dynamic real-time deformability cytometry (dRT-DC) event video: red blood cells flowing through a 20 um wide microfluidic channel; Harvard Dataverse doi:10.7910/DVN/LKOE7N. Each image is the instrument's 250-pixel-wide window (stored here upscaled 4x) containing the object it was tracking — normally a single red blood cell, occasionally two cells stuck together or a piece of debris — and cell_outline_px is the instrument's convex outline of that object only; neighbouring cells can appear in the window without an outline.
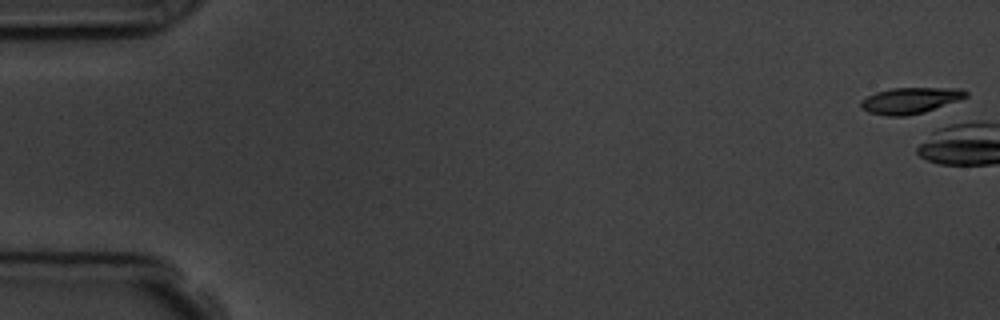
{"species": "common noctule bat (a hibernating species)", "species_latin": "Nyctalus noctula", "temperature_condition": "room temperature", "stored_images_in_passage": 6, "segment_of_instrument_passage": [1, 2], "camera_frame_rate_fps": 3000, "um_per_image_px": 0.085, "animal": {"sex": "male", "body_mass_g": 19.5, "forearm_length_mm": 54.6}, "frame": {"image": 1, "passage_image": 1, "time_ms": 0.0, "image_size_px": [1000, 320], "cell_outline_px": [[968, 96], [960, 100], [924, 112], [904, 116], [888, 116], [868, 112], [860, 108], [860, 100], [876, 92], [892, 88], [964, 88], [968, 92]], "centroid_in_image_um": [77.38, 8.54], "position_along_channel_um": 7.6, "area_um2": 16.07}}